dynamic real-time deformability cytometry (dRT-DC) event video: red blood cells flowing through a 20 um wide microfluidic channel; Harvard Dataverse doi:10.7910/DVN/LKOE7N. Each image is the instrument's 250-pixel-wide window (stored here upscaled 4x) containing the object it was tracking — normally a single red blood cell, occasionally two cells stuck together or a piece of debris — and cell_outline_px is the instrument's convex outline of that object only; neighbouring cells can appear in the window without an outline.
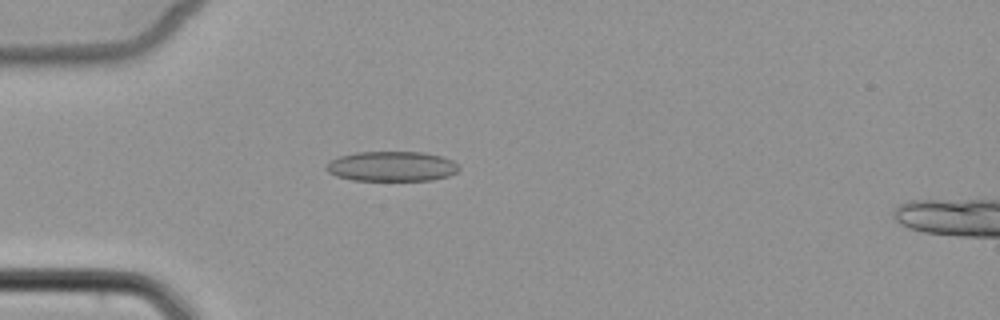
{"species": "common noctule bat (a hibernating species)", "species_latin": "Nyctalus noctula", "temperature_condition": "cold", "stored_images_in_passage": 5, "camera_frame_rate_fps": 3000, "um_per_image_px": 0.085, "animal": {"sex": "female", "body_mass_g": 22.7, "forearm_length_mm": 54.2}, "frame": {"image": 1, "passage_image": 4, "time_ms": 4.333, "image_size_px": [1000, 320], "cell_outline_px": [[460, 168], [456, 172], [448, 176], [432, 180], [352, 180], [336, 176], [328, 172], [324, 168], [332, 160], [340, 156], [356, 152], [424, 152], [444, 156], [452, 160]], "centroid_in_image_um": [33.31, 14.13], "position_along_channel_um": 51.7, "area_um2": 23.18}}